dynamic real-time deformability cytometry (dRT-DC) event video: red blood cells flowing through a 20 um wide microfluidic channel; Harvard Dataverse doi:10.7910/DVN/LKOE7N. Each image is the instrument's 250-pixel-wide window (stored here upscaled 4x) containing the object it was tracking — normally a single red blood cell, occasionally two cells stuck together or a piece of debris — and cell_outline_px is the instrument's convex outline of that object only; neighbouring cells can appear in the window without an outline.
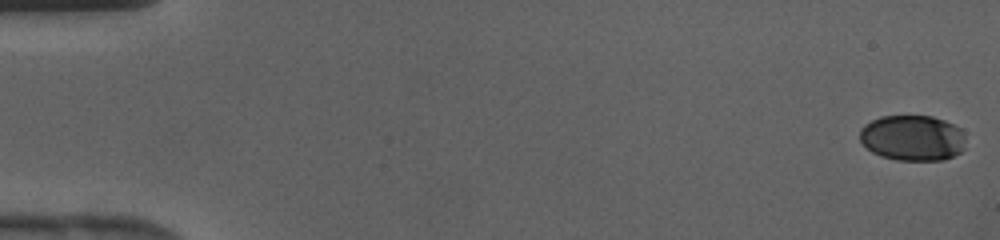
{"species": "human", "species_latin": "Homo sapiens", "temperature_condition": "cold", "stored_images_in_passage": 43, "camera_frame_rate_fps": 3000, "um_per_image_px": 0.085, "donor": {"sex": "female"}, "frame": {"image": 1, "passage_image": 1, "time_ms": 0.0, "image_size_px": [1000, 240], "cell_outline_px": [[964, 148], [960, 152], [944, 160], [896, 160], [880, 156], [872, 152], [860, 140], [860, 128], [864, 124], [880, 116], [932, 116], [944, 120], [960, 128], [964, 132]], "centroid_in_image_um": [77.56, 11.72], "position_along_channel_um": 7.4, "area_um2": 28.26}}
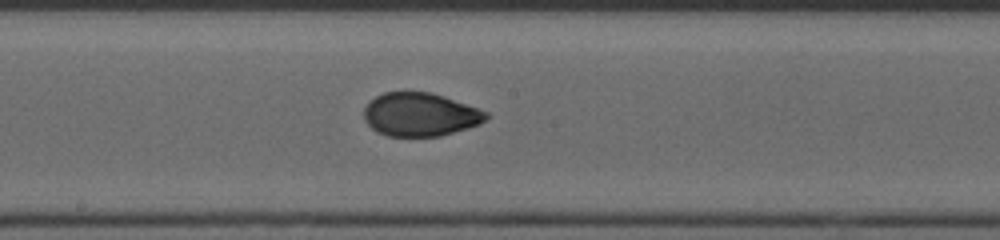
{"frame": {"image": 2, "passage_image": 24, "time_ms": 7.667, "image_size_px": [1000, 240], "cell_outline_px": [[488, 116], [480, 124], [468, 128], [440, 136], [388, 136], [376, 132], [364, 120], [364, 108], [376, 96], [384, 92], [432, 92], [444, 96], [488, 112]], "centroid_in_image_um": [35.7, 9.74], "position_along_channel_um": 212.5, "area_um2": 30.81}}
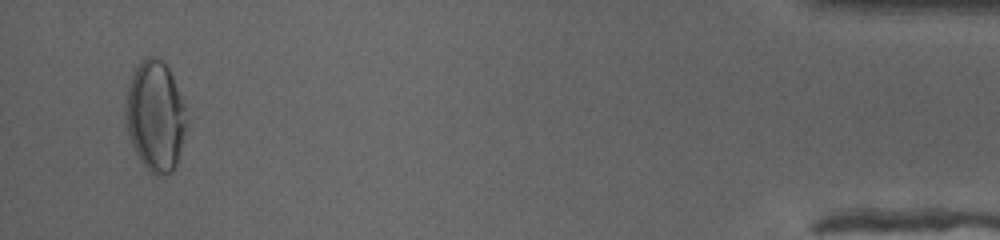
{"frame": {"image": 3, "passage_image": 42, "time_ms": 13.667, "image_size_px": [1000, 240], "cell_outline_px": [[184, 132], [176, 168], [172, 172], [156, 176], [140, 160], [128, 136], [124, 108], [128, 88], [132, 76], [140, 60], [148, 56], [156, 56], [164, 60], [172, 76], [184, 104]], "centroid_in_image_um": [13.17, 9.84], "position_along_channel_um": 422.0, "area_um2": 38.67}}